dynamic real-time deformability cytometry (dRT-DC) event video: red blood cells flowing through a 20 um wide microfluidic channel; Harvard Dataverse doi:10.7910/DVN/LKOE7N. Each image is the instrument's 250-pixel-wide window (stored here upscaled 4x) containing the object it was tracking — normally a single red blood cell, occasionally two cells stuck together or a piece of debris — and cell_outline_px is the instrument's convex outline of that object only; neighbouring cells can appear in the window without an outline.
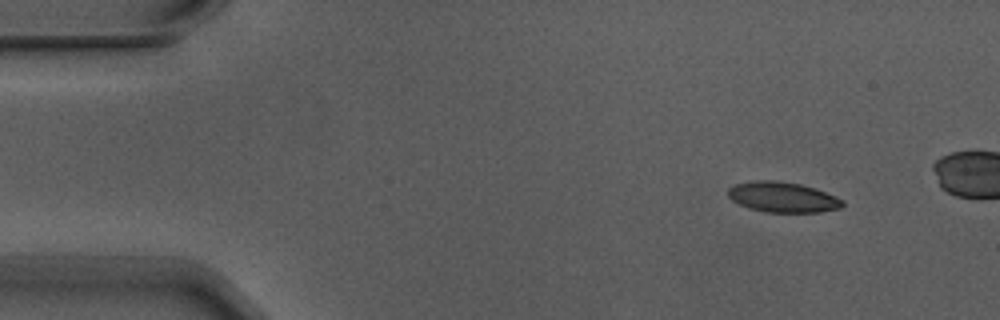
{"species": "Egyptian fruit bat (a non-hibernating species)", "species_latin": "Rousettus aegyptiacus", "temperature_condition": "warm", "stored_images_in_passage": 10, "segment_of_instrument_passage": [1, 2], "camera_frame_rate_fps": 3000, "um_per_image_px": 0.085, "animal": {"sex": "male"}, "frame": {"image": 1, "passage_image": 1, "time_ms": 0.0, "image_size_px": [1000, 320], "cell_outline_px": [[844, 204], [840, 208], [820, 212], [768, 212], [748, 208], [732, 200], [728, 196], [728, 188], [736, 184], [756, 180], [776, 180], [800, 184], [836, 196], [844, 200]], "centroid_in_image_um": [66.52, 16.76], "position_along_channel_um": 18.5, "area_um2": 20.11}}
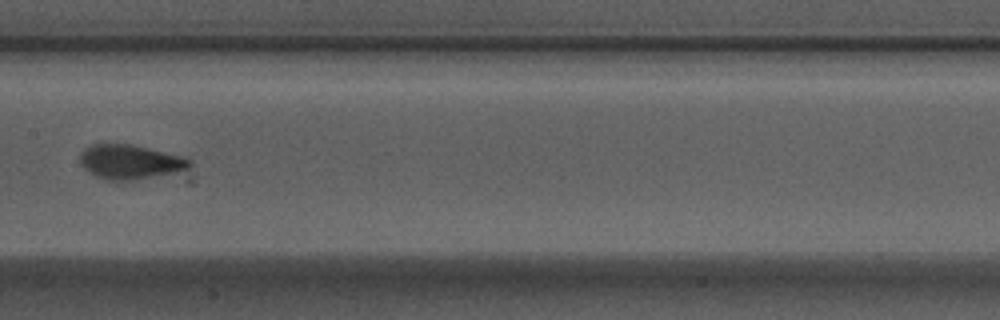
{"frame": {"image": 2, "passage_image": 7, "time_ms": 2.0, "image_size_px": [1000, 320], "cell_outline_px": [[192, 164], [188, 168], [172, 172], [132, 180], [104, 180], [88, 172], [80, 164], [80, 152], [84, 148], [92, 144], [132, 144], [184, 156], [192, 160]], "centroid_in_image_um": [11.02, 13.74], "position_along_channel_um": 196.4, "area_um2": 21.91}}
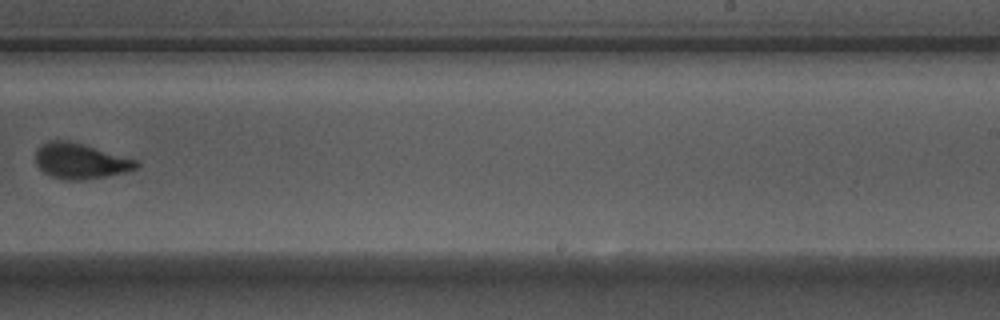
{"frame": {"image": 3, "passage_image": 9, "time_ms": 2.667, "image_size_px": [1000, 320], "cell_outline_px": [[140, 164], [136, 168], [124, 172], [84, 180], [68, 180], [52, 176], [44, 172], [36, 164], [36, 152], [40, 144], [48, 140], [68, 140], [136, 160]], "centroid_in_image_um": [6.78, 13.68], "position_along_channel_um": 282.2, "area_um2": 20.46}}